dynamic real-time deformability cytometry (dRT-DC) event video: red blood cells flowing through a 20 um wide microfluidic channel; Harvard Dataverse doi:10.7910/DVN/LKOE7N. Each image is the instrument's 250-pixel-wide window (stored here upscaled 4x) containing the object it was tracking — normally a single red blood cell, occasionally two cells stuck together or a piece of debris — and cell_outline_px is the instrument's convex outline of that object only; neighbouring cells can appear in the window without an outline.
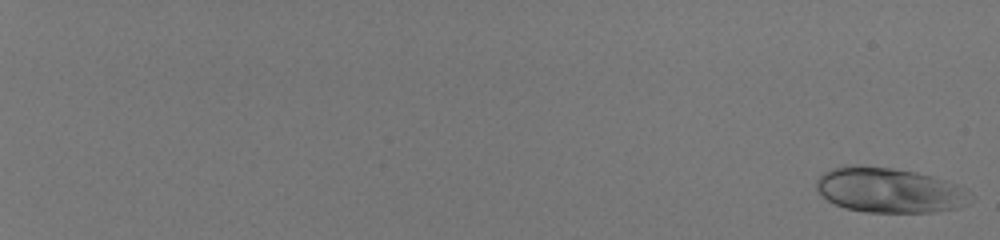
{"species": "human", "species_latin": "Homo sapiens", "temperature_condition": "room temperature", "stored_images_in_passage": 57, "camera_frame_rate_fps": 3000, "um_per_image_px": 0.085, "donor": {"sex": "male"}, "frame": {"image": 1, "passage_image": 1, "time_ms": 0.0, "image_size_px": [1000, 240], "cell_outline_px": [[976, 196], [968, 204], [956, 208], [932, 212], [864, 212], [844, 208], [828, 200], [816, 188], [816, 180], [824, 172], [832, 168], [848, 164], [860, 164], [892, 168], [916, 172], [932, 176], [960, 184], [968, 188]], "centroid_in_image_um": [75.66, 16.15], "position_along_channel_um": 9.3, "area_um2": 41.1}}
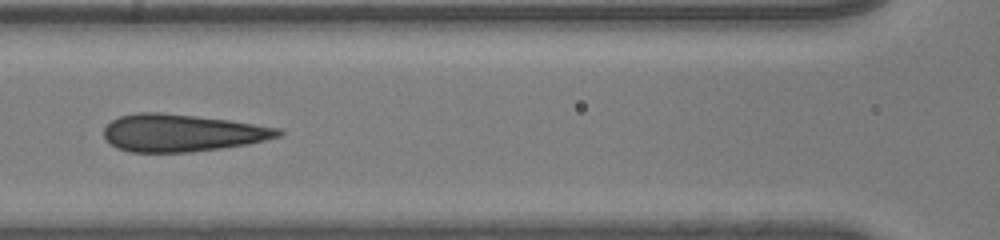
{"frame": {"image": 2, "passage_image": 33, "time_ms": 10.667, "image_size_px": [1000, 240], "cell_outline_px": [[284, 132], [280, 136], [248, 144], [192, 152], [128, 152], [116, 148], [104, 136], [104, 128], [112, 120], [120, 116], [136, 112], [160, 112], [196, 116], [228, 120], [280, 128]], "centroid_in_image_um": [15.45, 11.29], "position_along_channel_um": 151.2, "area_um2": 37.86}}
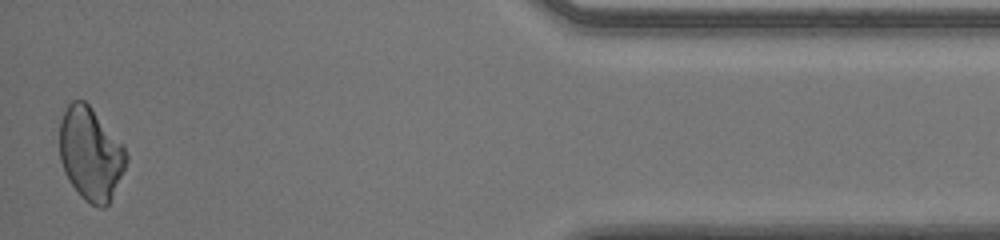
{"frame": {"image": 3, "passage_image": 57, "time_ms": 18.667, "image_size_px": [1000, 240], "cell_outline_px": [[128, 160], [112, 196], [108, 204], [104, 208], [100, 208], [84, 200], [80, 196], [68, 180], [64, 172], [60, 160], [60, 120], [68, 104], [72, 100], [84, 100], [92, 108], [124, 144], [128, 156]], "centroid_in_image_um": [7.7, 13.07], "position_along_channel_um": 427.5, "area_um2": 36.24}, "authors_computed_cell_mechanics": {"area_um2": 38.437, "velocity_mm_per_s": 4.0466, "shape_relaxation_time_tau1_ms": null, "shape_relaxation_time_tau2_ms": 0.7487, "deformation_change_tau1": null, "deformation_change_tau2": 0.0421}}